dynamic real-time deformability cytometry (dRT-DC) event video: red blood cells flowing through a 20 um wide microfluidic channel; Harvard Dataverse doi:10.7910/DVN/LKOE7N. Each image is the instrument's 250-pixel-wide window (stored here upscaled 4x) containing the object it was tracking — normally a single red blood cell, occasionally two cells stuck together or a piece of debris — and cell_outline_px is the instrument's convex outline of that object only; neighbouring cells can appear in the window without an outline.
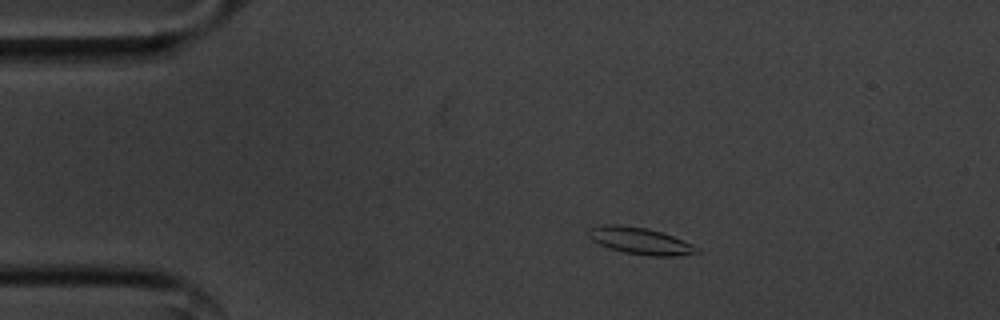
{"species": "common noctule bat (a hibernating species)", "species_latin": "Nyctalus noctula", "temperature_condition": "cold", "stored_images_in_passage": 47, "camera_frame_rate_fps": 3000, "um_per_image_px": 0.085, "animal": {"sex": "male", "body_mass_g": 20.1, "forearm_length_mm": 53.5}, "frame": {"image": 1, "passage_image": 1, "time_ms": 0.0, "image_size_px": [1000, 320], "cell_outline_px": [[700, 252], [676, 256], [652, 256], [624, 252], [608, 248], [592, 240], [588, 236], [588, 228], [604, 224], [616, 224], [648, 228], [672, 236], [692, 244], [700, 248]], "centroid_in_image_um": [54.4, 20.47], "position_along_channel_um": 30.6, "area_um2": 16.88}}
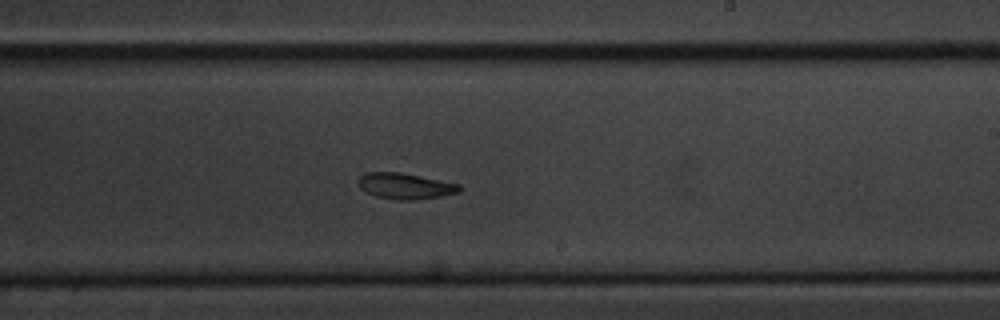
{"frame": {"image": 2, "passage_image": 24, "time_ms": 7.667, "image_size_px": [1000, 320], "cell_outline_px": [[460, 192], [440, 196], [416, 200], [396, 200], [376, 196], [360, 188], [356, 180], [364, 172], [400, 172], [460, 184]], "centroid_in_image_um": [34.41, 15.81], "position_along_channel_um": 254.6, "area_um2": 15.32}}
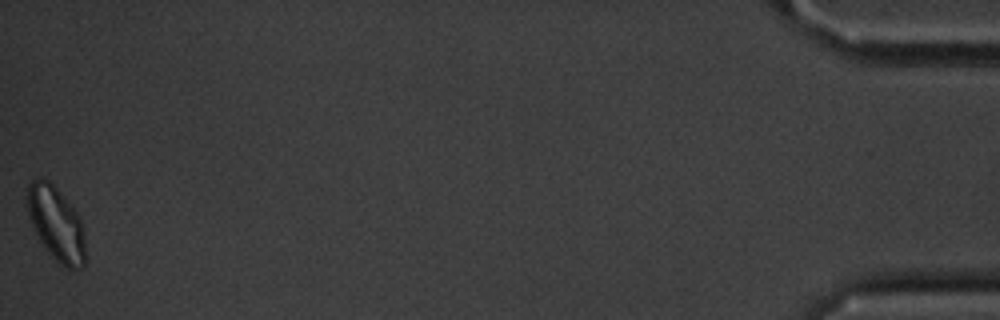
{"frame": {"image": 3, "passage_image": 47, "time_ms": 15.333, "image_size_px": [1000, 320], "cell_outline_px": [[84, 268], [76, 272], [60, 264], [44, 248], [32, 228], [28, 216], [24, 196], [28, 184], [36, 176], [40, 176], [48, 180], [56, 188], [76, 212], [80, 220], [84, 232]], "centroid_in_image_um": [4.72, 19.0], "position_along_channel_um": 430.5, "area_um2": 25.61}, "authors_computed_cell_mechanics": {"area_um2": 16.2418, "velocity_mm_per_s": 3.5405, "shape_relaxation_time_tau1_ms": 3.5295, "shape_relaxation_time_tau2_ms": 8.1301, "deformation_change_tau1": 0.1011, "deformation_change_tau2": 0.135}}